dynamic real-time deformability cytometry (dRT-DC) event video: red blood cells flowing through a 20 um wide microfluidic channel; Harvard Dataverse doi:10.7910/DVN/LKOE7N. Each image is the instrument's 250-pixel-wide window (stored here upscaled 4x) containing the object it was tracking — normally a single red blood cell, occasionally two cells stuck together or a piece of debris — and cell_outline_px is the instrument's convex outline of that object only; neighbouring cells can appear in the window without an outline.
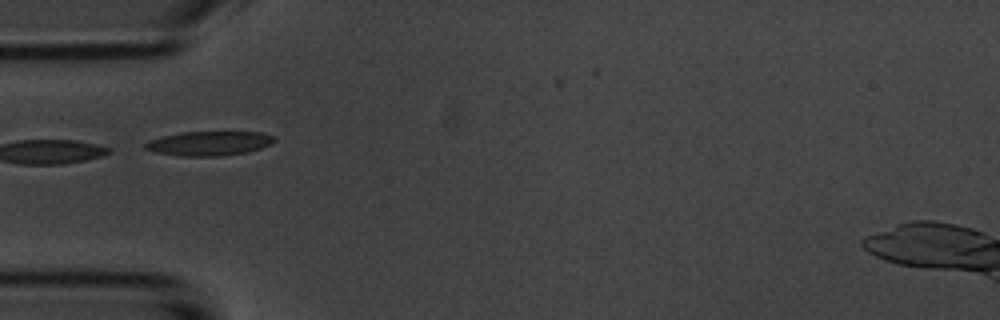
{"species": "common noctule bat (a hibernating species)", "species_latin": "Nyctalus noctula", "temperature_condition": "room temperature", "stored_images_in_passage": 6, "camera_frame_rate_fps": 3000, "um_per_image_px": 0.085, "animal": {"sex": "male", "body_mass_g": 20.1, "forearm_length_mm": 53.5}, "frame": {"image": 1, "passage_image": 2, "time_ms": 1.0, "image_size_px": [1000, 320], "cell_outline_px": [[276, 140], [272, 144], [248, 152], [220, 156], [180, 156], [156, 152], [144, 148], [144, 144], [148, 140], [160, 136], [184, 132], [260, 132], [276, 136]], "centroid_in_image_um": [17.79, 12.18], "position_along_channel_um": 67.2, "area_um2": 18.44}}
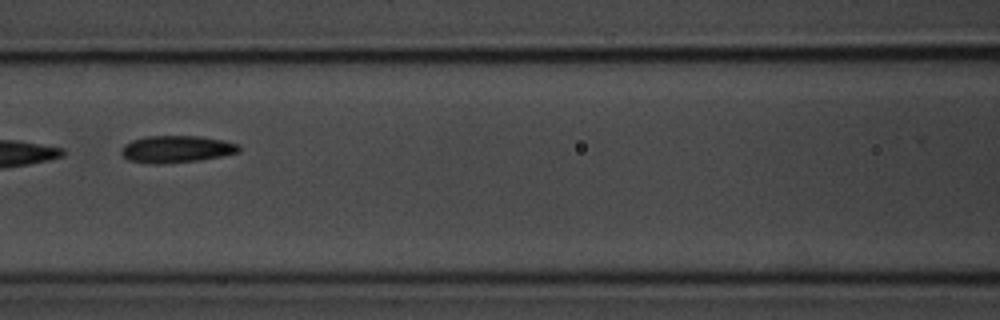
{"frame": {"image": 2, "passage_image": 4, "time_ms": 3.333, "image_size_px": [1000, 320], "cell_outline_px": [[240, 152], [200, 160], [164, 164], [148, 164], [128, 160], [120, 152], [120, 148], [124, 144], [132, 140], [148, 136], [200, 136], [224, 140], [236, 144], [240, 148]], "centroid_in_image_um": [14.95, 12.68], "position_along_channel_um": 151.6, "area_um2": 18.67}}
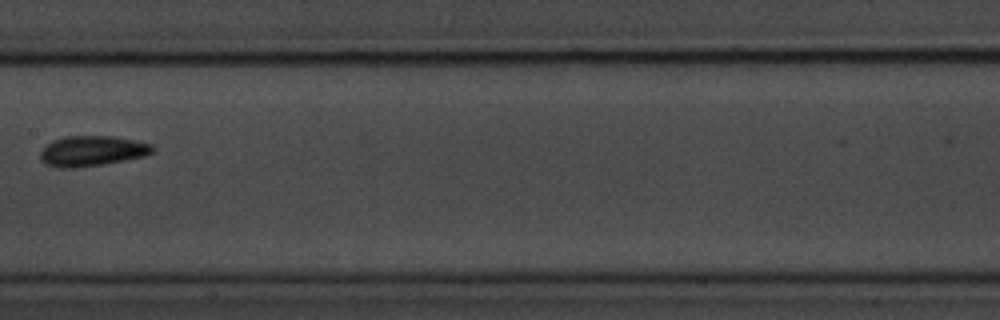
{"frame": {"image": 3, "passage_image": 5, "time_ms": 4.667, "image_size_px": [1000, 320], "cell_outline_px": [[156, 148], [152, 152], [144, 156], [104, 164], [72, 168], [60, 168], [48, 164], [40, 160], [40, 152], [52, 140], [64, 136], [112, 136], [152, 144]], "centroid_in_image_um": [7.82, 12.83], "position_along_channel_um": 199.6, "area_um2": 19.71}}